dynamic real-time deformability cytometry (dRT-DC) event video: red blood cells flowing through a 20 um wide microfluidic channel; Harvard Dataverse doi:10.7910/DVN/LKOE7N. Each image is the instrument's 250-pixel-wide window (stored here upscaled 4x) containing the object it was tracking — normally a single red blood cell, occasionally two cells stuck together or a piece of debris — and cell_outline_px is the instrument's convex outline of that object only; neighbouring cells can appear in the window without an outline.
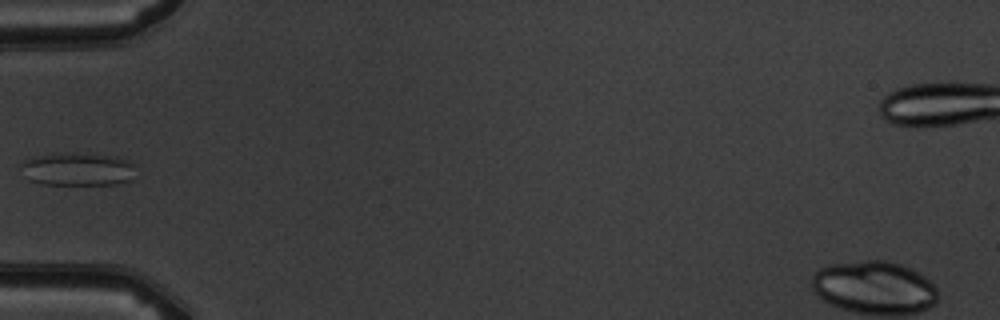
{"species": "common noctule bat (a hibernating species)", "species_latin": "Nyctalus noctula", "temperature_condition": "warm", "stored_images_in_passage": 6, "camera_frame_rate_fps": 3000, "um_per_image_px": 0.085, "animal": {"sex": "male", "body_mass_g": 19.5, "forearm_length_mm": 54.6}, "frame": {"image": 1, "passage_image": 5, "time_ms": 5.667, "image_size_px": [1000, 320], "cell_outline_px": [[132, 164], [128, 180], [116, 184], [44, 184], [28, 180], [24, 164], [24, 160], [36, 156], [52, 152], [72, 152], [120, 156], [128, 160]], "centroid_in_image_um": [6.58, 14.34], "position_along_channel_um": 78.4, "area_um2": 21.79}}
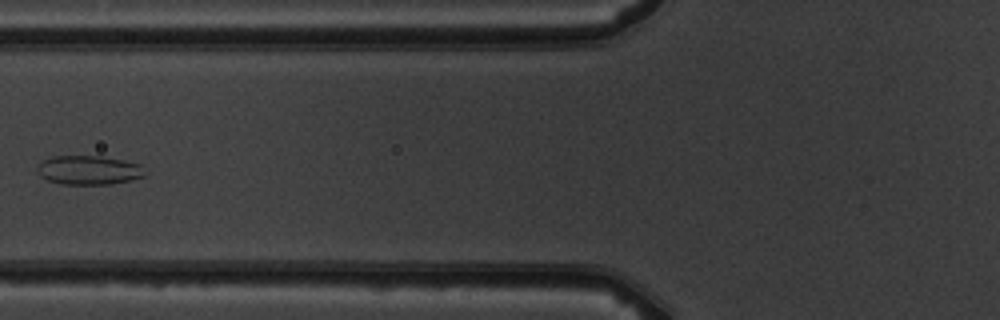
{"frame": {"image": 2, "passage_image": 6, "time_ms": 6.667, "image_size_px": [1000, 320], "cell_outline_px": [[148, 176], [132, 180], [108, 184], [64, 184], [48, 180], [40, 176], [36, 168], [36, 164], [52, 156], [100, 156], [124, 160], [140, 164], [148, 172]], "centroid_in_image_um": [7.59, 14.46], "position_along_channel_um": 118.2, "area_um2": 18.5}}